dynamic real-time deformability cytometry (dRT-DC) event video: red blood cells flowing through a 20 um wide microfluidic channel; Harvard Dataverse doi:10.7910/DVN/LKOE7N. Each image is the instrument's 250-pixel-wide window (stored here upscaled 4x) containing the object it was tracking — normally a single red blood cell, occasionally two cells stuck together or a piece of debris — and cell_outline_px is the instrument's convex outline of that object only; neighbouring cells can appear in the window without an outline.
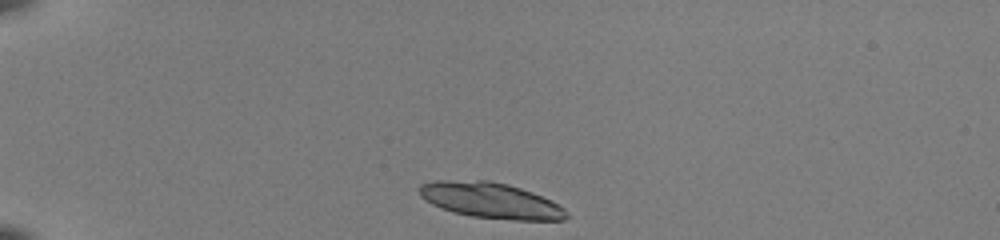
{"species": "common noctule bat (a hibernating species)", "species_latin": "Nyctalus noctula", "temperature_condition": "room temperature", "stored_images_in_passage": 39, "camera_frame_rate_fps": 3000, "um_per_image_px": 0.085, "animal": {"sex": "female", "body_mass_g": 22.0, "forearm_length_mm": 56.7}, "frame": {"image": 1, "passage_image": 1, "time_ms": 0.0, "image_size_px": [1000, 240], "cell_outline_px": [[568, 216], [564, 220], [512, 220], [472, 216], [452, 212], [440, 208], [424, 200], [420, 196], [416, 188], [420, 184], [436, 180], [488, 180], [508, 184], [532, 192], [564, 208], [568, 212]], "centroid_in_image_um": [41.64, 17.03], "position_along_channel_um": 43.4, "area_um2": 30.69}}